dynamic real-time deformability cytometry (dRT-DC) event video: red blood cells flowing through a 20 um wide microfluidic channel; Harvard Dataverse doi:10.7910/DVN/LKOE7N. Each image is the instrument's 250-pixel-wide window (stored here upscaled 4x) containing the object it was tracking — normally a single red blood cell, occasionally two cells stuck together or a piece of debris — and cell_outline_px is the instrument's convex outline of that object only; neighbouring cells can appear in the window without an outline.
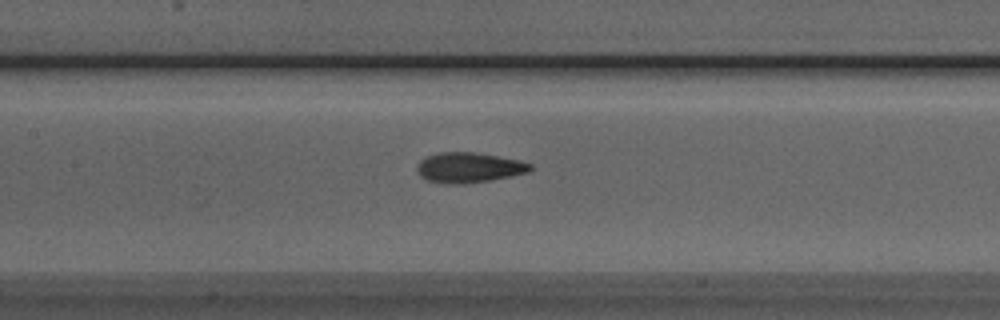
{"species": "Egyptian fruit bat (a non-hibernating species)", "species_latin": "Rousettus aegyptiacus", "temperature_condition": "room temperature", "stored_images_in_passage": 25, "camera_frame_rate_fps": 3000, "um_per_image_px": 0.085, "animal": {"sex": "male"}, "frame": {"image": 1, "passage_image": 8, "time_ms": 2.333, "image_size_px": [1000, 320], "cell_outline_px": [[532, 168], [528, 172], [512, 176], [464, 184], [448, 184], [424, 180], [416, 172], [416, 164], [424, 156], [440, 152], [476, 152], [520, 160], [532, 164]], "centroid_in_image_um": [39.8, 14.24], "position_along_channel_um": 167.6, "area_um2": 20.23}}
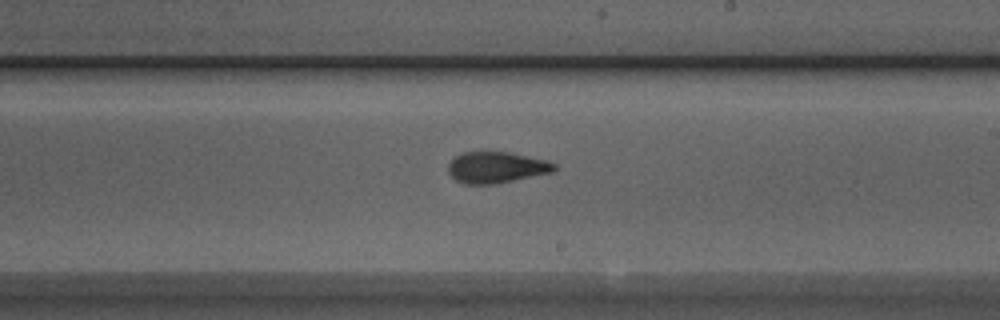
{"frame": {"image": 2, "passage_image": 14, "time_ms": 4.333, "image_size_px": [1000, 320], "cell_outline_px": [[556, 168], [552, 172], [496, 184], [464, 184], [456, 180], [448, 172], [448, 164], [456, 156], [464, 152], [508, 152], [548, 160], [556, 164]], "centroid_in_image_um": [42.2, 14.23], "position_along_channel_um": 246.8, "area_um2": 19.25}}
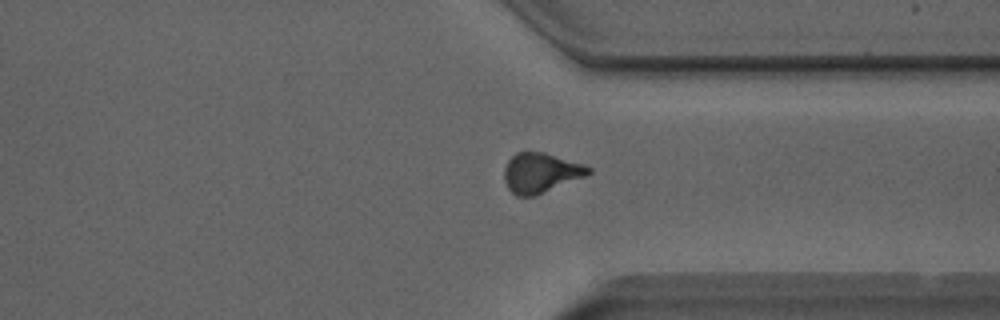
{"frame": {"image": 3, "passage_image": 23, "time_ms": 7.333, "image_size_px": [1000, 320], "cell_outline_px": [[592, 172], [584, 176], [536, 196], [516, 196], [508, 188], [504, 180], [504, 168], [508, 160], [516, 152], [544, 152], [584, 164], [592, 168]], "centroid_in_image_um": [45.95, 14.69], "position_along_channel_um": 365.5, "area_um2": 19.54}}